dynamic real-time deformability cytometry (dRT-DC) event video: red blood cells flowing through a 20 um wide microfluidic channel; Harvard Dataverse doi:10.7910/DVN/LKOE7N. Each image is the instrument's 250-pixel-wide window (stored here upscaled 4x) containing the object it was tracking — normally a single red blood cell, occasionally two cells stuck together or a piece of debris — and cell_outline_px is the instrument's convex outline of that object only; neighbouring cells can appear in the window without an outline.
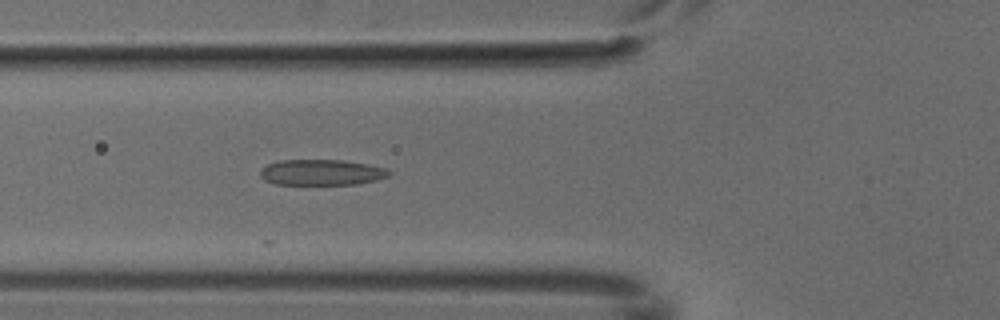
{"species": "common noctule bat (a hibernating species)", "species_latin": "Nyctalus noctula", "temperature_condition": "cold", "stored_images_in_passage": 5, "camera_frame_rate_fps": 3000, "um_per_image_px": 0.085, "animal": {"sex": "male", "body_mass_g": 18.8}, "frame": {"image": 1, "passage_image": 5, "time_ms": 1.333, "image_size_px": [1000, 320], "cell_outline_px": [[392, 172], [388, 176], [376, 180], [360, 184], [276, 184], [264, 180], [260, 176], [260, 168], [268, 164], [280, 160], [340, 160], [368, 164], [388, 168]], "centroid_in_image_um": [27.34, 14.65], "position_along_channel_um": 98.5, "area_um2": 19.42}}